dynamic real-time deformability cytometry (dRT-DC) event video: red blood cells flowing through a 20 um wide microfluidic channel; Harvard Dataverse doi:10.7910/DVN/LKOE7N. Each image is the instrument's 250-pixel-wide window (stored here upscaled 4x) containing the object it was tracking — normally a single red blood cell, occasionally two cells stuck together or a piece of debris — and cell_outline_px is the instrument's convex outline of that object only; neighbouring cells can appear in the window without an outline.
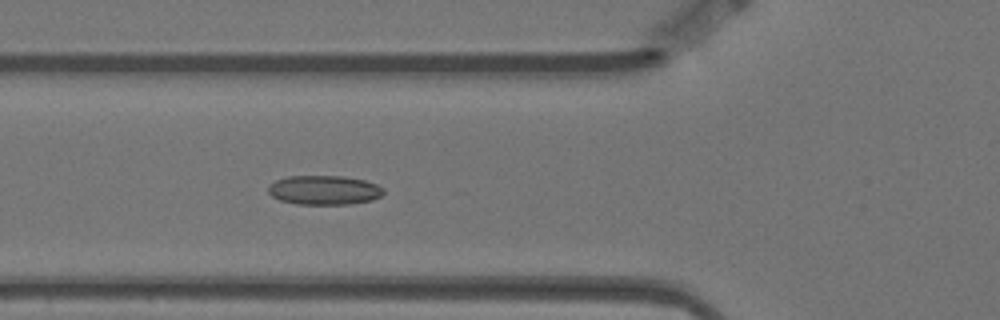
{"species": "Egyptian fruit bat (a non-hibernating species)", "species_latin": "Rousettus aegyptiacus", "temperature_condition": "warm", "stored_images_in_passage": 6, "camera_frame_rate_fps": 3000, "um_per_image_px": 0.085, "animal": {"sex": "female"}, "frame": {"image": 1, "passage_image": 6, "time_ms": 1.667, "image_size_px": [1000, 320], "cell_outline_px": [[384, 192], [380, 196], [372, 200], [348, 204], [296, 204], [280, 200], [272, 196], [268, 192], [268, 188], [276, 180], [288, 176], [344, 176], [364, 180], [376, 184], [384, 188]], "centroid_in_image_um": [27.56, 16.15], "position_along_channel_um": 98.2, "area_um2": 19.59}}